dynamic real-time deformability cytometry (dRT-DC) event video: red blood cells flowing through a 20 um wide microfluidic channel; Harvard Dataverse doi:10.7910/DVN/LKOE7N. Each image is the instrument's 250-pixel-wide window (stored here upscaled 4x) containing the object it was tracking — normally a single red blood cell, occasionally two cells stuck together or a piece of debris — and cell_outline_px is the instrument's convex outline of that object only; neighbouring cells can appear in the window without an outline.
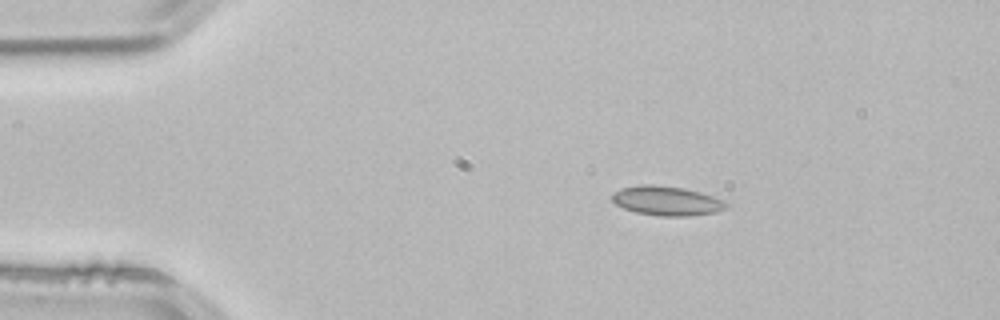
{"species": "common noctule bat (a hibernating species)", "species_latin": "Nyctalus noctula", "temperature_condition": "room temperature", "stored_images_in_passage": 45, "camera_frame_rate_fps": 3000, "um_per_image_px": 0.085, "animal": {"sex": "male", "body_mass_g": 21.5, "forearm_length_mm": 52.0}, "frame": {"image": 1, "passage_image": 1, "time_ms": 0.0, "image_size_px": [1000, 320], "cell_outline_px": [[728, 208], [716, 212], [692, 216], [660, 216], [636, 212], [624, 208], [616, 204], [612, 200], [612, 192], [620, 188], [640, 184], [652, 184], [684, 188], [700, 192], [724, 200], [728, 204]], "centroid_in_image_um": [56.67, 17.06], "position_along_channel_um": 28.3, "area_um2": 19.71}}
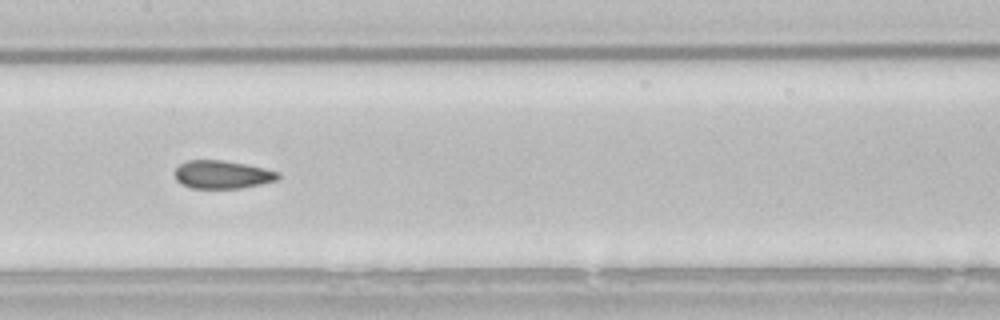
{"frame": {"image": 2, "passage_image": 18, "time_ms": 5.667, "image_size_px": [1000, 320], "cell_outline_px": [[280, 176], [276, 180], [260, 184], [240, 188], [192, 188], [180, 184], [176, 180], [176, 168], [180, 164], [188, 160], [220, 160], [244, 164], [264, 168], [280, 172]], "centroid_in_image_um": [18.88, 14.84], "position_along_channel_um": 188.5, "area_um2": 16.76}}
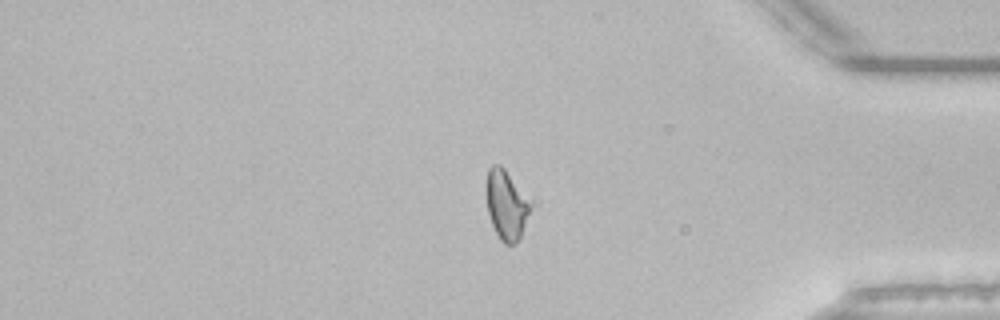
{"frame": {"image": 3, "passage_image": 36, "time_ms": 11.667, "image_size_px": [1000, 320], "cell_outline_px": [[528, 212], [520, 240], [512, 244], [504, 244], [500, 240], [492, 224], [488, 212], [484, 192], [484, 184], [488, 168], [492, 164], [500, 164], [504, 168], [528, 204]], "centroid_in_image_um": [42.92, 17.41], "position_along_channel_um": 392.3, "area_um2": 17.28}, "authors_computed_cell_mechanics": {"area_um2": 17.34, "velocity_mm_per_s": 3.8363, "shape_relaxation_time_tau1_ms": null, "shape_relaxation_time_tau2_ms": 2.3942, "deformation_change_tau1": null, "deformation_change_tau2": 0.0713}}